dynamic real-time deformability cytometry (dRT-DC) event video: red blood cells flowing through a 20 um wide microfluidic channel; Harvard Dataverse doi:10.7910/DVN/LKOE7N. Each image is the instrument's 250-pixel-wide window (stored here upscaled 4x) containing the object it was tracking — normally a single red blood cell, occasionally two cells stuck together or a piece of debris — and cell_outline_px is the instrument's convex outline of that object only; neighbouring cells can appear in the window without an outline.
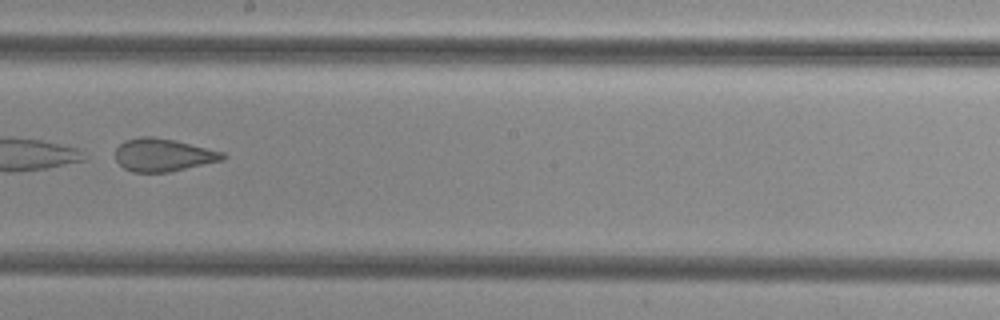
{"species": "common noctule bat (a hibernating species)", "species_latin": "Nyctalus noctula", "temperature_condition": "cold", "stored_images_in_passage": 50, "camera_frame_rate_fps": 3000, "um_per_image_px": 0.085, "animal": {"sex": "female", "body_mass_g": 29.2, "forearm_length_mm": 56.3}, "frame": {"image": 1, "passage_image": 29, "time_ms": 9.333, "image_size_px": [1000, 320], "cell_outline_px": [[228, 156], [224, 160], [168, 172], [132, 172], [124, 168], [116, 160], [116, 148], [124, 140], [140, 136], [152, 136], [176, 140], [224, 152]], "centroid_in_image_um": [13.88, 13.16], "position_along_channel_um": 234.3, "area_um2": 20.69}}